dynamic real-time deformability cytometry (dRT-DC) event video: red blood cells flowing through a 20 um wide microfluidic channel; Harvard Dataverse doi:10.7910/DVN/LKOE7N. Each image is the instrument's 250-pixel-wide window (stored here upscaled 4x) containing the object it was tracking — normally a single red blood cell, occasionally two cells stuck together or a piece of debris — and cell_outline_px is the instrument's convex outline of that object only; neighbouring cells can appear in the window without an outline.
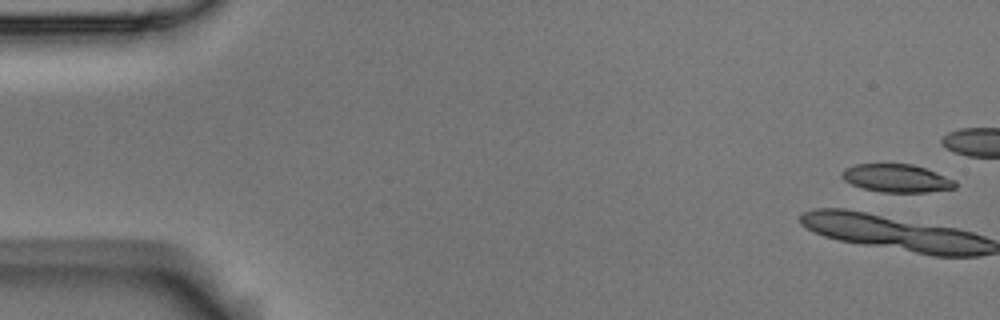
{"species": "Egyptian fruit bat (a non-hibernating species)", "species_latin": "Rousettus aegyptiacus", "temperature_condition": "room temperature", "stored_images_in_passage": 10, "camera_frame_rate_fps": 3000, "um_per_image_px": 0.085, "animal": {"sex": "male"}, "frame": {"image": 1, "passage_image": 1, "time_ms": 0.0, "image_size_px": [1000, 320], "cell_outline_px": [[956, 188], [928, 192], [880, 192], [864, 188], [852, 184], [844, 180], [840, 176], [840, 172], [844, 168], [856, 164], [912, 164], [936, 172], [956, 180]], "centroid_in_image_um": [76.2, 15.15], "position_along_channel_um": 8.8, "area_um2": 18.55}}
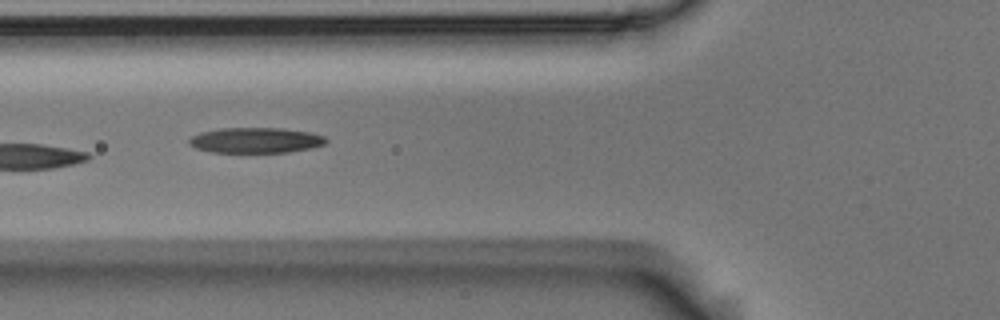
{"frame": {"image": 2, "passage_image": 7, "time_ms": 2.0, "image_size_px": [1000, 320], "cell_outline_px": [[328, 140], [324, 144], [312, 148], [288, 152], [212, 152], [196, 148], [188, 144], [188, 140], [192, 136], [200, 132], [220, 128], [280, 128], [312, 132], [324, 136]], "centroid_in_image_um": [21.74, 11.92], "position_along_channel_um": 104.1, "area_um2": 20.35}}
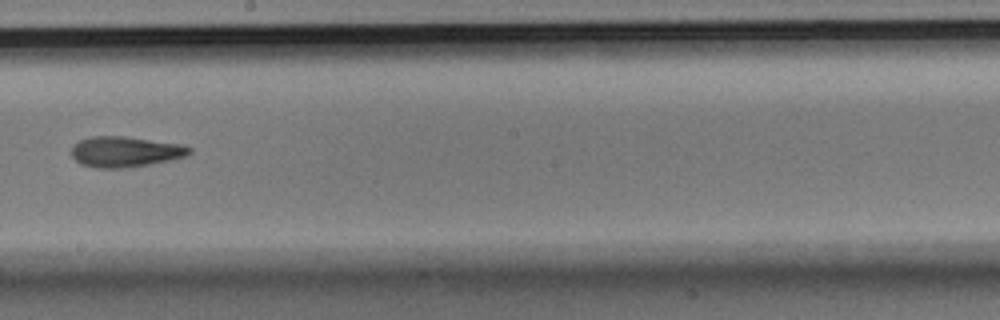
{"frame": {"image": 3, "passage_image": 10, "time_ms": 3.0, "image_size_px": [1000, 320], "cell_outline_px": [[192, 152], [188, 156], [148, 164], [124, 168], [100, 168], [80, 164], [72, 156], [72, 144], [80, 140], [92, 136], [124, 136], [180, 144], [192, 148]], "centroid_in_image_um": [10.63, 12.89], "position_along_channel_um": 237.6, "area_um2": 20.92}}